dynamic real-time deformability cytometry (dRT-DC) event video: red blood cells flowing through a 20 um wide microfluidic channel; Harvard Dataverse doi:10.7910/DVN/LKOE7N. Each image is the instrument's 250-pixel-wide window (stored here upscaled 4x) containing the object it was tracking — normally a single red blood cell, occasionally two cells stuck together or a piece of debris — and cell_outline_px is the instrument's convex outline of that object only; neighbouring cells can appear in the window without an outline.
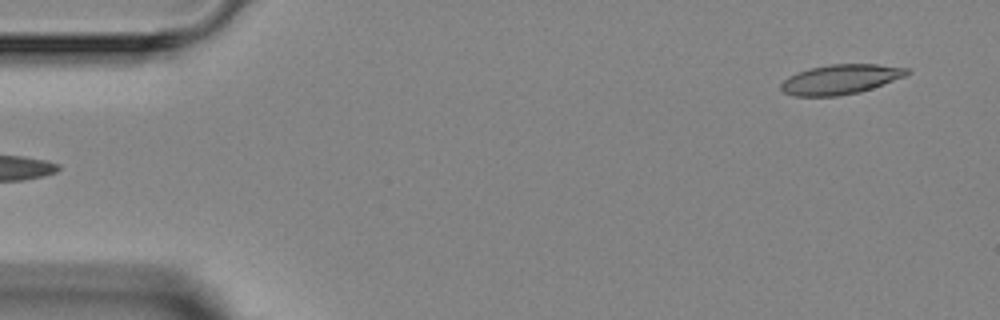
{"species": "Egyptian fruit bat (a non-hibernating species)", "species_latin": "Rousettus aegyptiacus", "temperature_condition": "room temperature", "stored_images_in_passage": 5, "segment_of_instrument_passage": [2, 2], "camera_frame_rate_fps": 3000, "um_per_image_px": 0.085, "animal": {"sex": "female"}, "frame": {"image": 1, "passage_image": 5, "time_ms": 4.667, "image_size_px": [1000, 320], "cell_outline_px": [[912, 72], [908, 76], [860, 92], [836, 96], [792, 96], [784, 92], [780, 88], [780, 84], [788, 76], [796, 72], [808, 68], [828, 64], [876, 64], [908, 68]], "centroid_in_image_um": [71.45, 6.74], "position_along_channel_um": 13.5, "area_um2": 22.14}}